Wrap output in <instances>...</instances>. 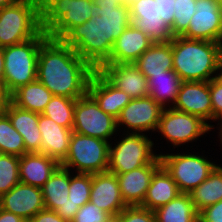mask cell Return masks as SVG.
I'll list each match as a JSON object with an SVG mask.
<instances>
[{"label": "cell", "mask_w": 222, "mask_h": 222, "mask_svg": "<svg viewBox=\"0 0 222 222\" xmlns=\"http://www.w3.org/2000/svg\"><path fill=\"white\" fill-rule=\"evenodd\" d=\"M93 16L73 27L61 40L95 70L109 57L115 40L131 24L128 3L96 0Z\"/></svg>", "instance_id": "6da1fadb"}, {"label": "cell", "mask_w": 222, "mask_h": 222, "mask_svg": "<svg viewBox=\"0 0 222 222\" xmlns=\"http://www.w3.org/2000/svg\"><path fill=\"white\" fill-rule=\"evenodd\" d=\"M95 69L62 40L47 38L40 47L39 80L53 95L78 99L88 92Z\"/></svg>", "instance_id": "7a4b0ae2"}, {"label": "cell", "mask_w": 222, "mask_h": 222, "mask_svg": "<svg viewBox=\"0 0 222 222\" xmlns=\"http://www.w3.org/2000/svg\"><path fill=\"white\" fill-rule=\"evenodd\" d=\"M171 43L173 70L183 82H209L216 77L222 63V43L182 36Z\"/></svg>", "instance_id": "3957f363"}, {"label": "cell", "mask_w": 222, "mask_h": 222, "mask_svg": "<svg viewBox=\"0 0 222 222\" xmlns=\"http://www.w3.org/2000/svg\"><path fill=\"white\" fill-rule=\"evenodd\" d=\"M42 31L41 0H17L0 8V48L27 41Z\"/></svg>", "instance_id": "277c9868"}, {"label": "cell", "mask_w": 222, "mask_h": 222, "mask_svg": "<svg viewBox=\"0 0 222 222\" xmlns=\"http://www.w3.org/2000/svg\"><path fill=\"white\" fill-rule=\"evenodd\" d=\"M184 148L186 152L184 149L181 151L171 150V153L160 151L159 157L161 165L176 182L180 192L190 193L208 178L219 163L217 164L215 162L217 160H214L211 155H209L211 160L207 155H204L205 150H202L200 154L199 151L194 152L191 149V153L190 149Z\"/></svg>", "instance_id": "5b68a950"}, {"label": "cell", "mask_w": 222, "mask_h": 222, "mask_svg": "<svg viewBox=\"0 0 222 222\" xmlns=\"http://www.w3.org/2000/svg\"><path fill=\"white\" fill-rule=\"evenodd\" d=\"M47 38V32L42 31L34 38L3 48L4 86L9 95L37 79L38 54Z\"/></svg>", "instance_id": "8992f818"}, {"label": "cell", "mask_w": 222, "mask_h": 222, "mask_svg": "<svg viewBox=\"0 0 222 222\" xmlns=\"http://www.w3.org/2000/svg\"><path fill=\"white\" fill-rule=\"evenodd\" d=\"M117 136L109 145L108 172L124 174L152 163L159 156V151L155 152L159 144L154 143L151 135L123 132Z\"/></svg>", "instance_id": "52a82bcc"}, {"label": "cell", "mask_w": 222, "mask_h": 222, "mask_svg": "<svg viewBox=\"0 0 222 222\" xmlns=\"http://www.w3.org/2000/svg\"><path fill=\"white\" fill-rule=\"evenodd\" d=\"M95 0H41V26L49 38L61 40L95 13Z\"/></svg>", "instance_id": "ba28073f"}, {"label": "cell", "mask_w": 222, "mask_h": 222, "mask_svg": "<svg viewBox=\"0 0 222 222\" xmlns=\"http://www.w3.org/2000/svg\"><path fill=\"white\" fill-rule=\"evenodd\" d=\"M110 142L73 132L69 151L61 166L74 173L108 171Z\"/></svg>", "instance_id": "9c48e42d"}, {"label": "cell", "mask_w": 222, "mask_h": 222, "mask_svg": "<svg viewBox=\"0 0 222 222\" xmlns=\"http://www.w3.org/2000/svg\"><path fill=\"white\" fill-rule=\"evenodd\" d=\"M212 130L201 118L171 107L163 109L156 132L160 141L164 138L168 147L173 146L172 150L179 147L183 150L184 146L189 148L190 143H197L200 137L203 138L206 133L209 135Z\"/></svg>", "instance_id": "30bf717a"}, {"label": "cell", "mask_w": 222, "mask_h": 222, "mask_svg": "<svg viewBox=\"0 0 222 222\" xmlns=\"http://www.w3.org/2000/svg\"><path fill=\"white\" fill-rule=\"evenodd\" d=\"M72 130L108 142L119 133L117 119L105 113L88 92L76 100Z\"/></svg>", "instance_id": "8fae6325"}, {"label": "cell", "mask_w": 222, "mask_h": 222, "mask_svg": "<svg viewBox=\"0 0 222 222\" xmlns=\"http://www.w3.org/2000/svg\"><path fill=\"white\" fill-rule=\"evenodd\" d=\"M163 107L152 97L132 99L117 117L119 133L157 134ZM122 129V130H121Z\"/></svg>", "instance_id": "7c38bea8"}, {"label": "cell", "mask_w": 222, "mask_h": 222, "mask_svg": "<svg viewBox=\"0 0 222 222\" xmlns=\"http://www.w3.org/2000/svg\"><path fill=\"white\" fill-rule=\"evenodd\" d=\"M131 24L141 30L154 43H170L174 36L171 28L159 16V3L156 0H129Z\"/></svg>", "instance_id": "4fadbf2b"}, {"label": "cell", "mask_w": 222, "mask_h": 222, "mask_svg": "<svg viewBox=\"0 0 222 222\" xmlns=\"http://www.w3.org/2000/svg\"><path fill=\"white\" fill-rule=\"evenodd\" d=\"M195 7L182 37L222 43V6L213 0H196Z\"/></svg>", "instance_id": "5bb4252c"}, {"label": "cell", "mask_w": 222, "mask_h": 222, "mask_svg": "<svg viewBox=\"0 0 222 222\" xmlns=\"http://www.w3.org/2000/svg\"><path fill=\"white\" fill-rule=\"evenodd\" d=\"M173 109L192 114L204 120L211 128L212 102L210 81L182 82Z\"/></svg>", "instance_id": "9a60e30c"}, {"label": "cell", "mask_w": 222, "mask_h": 222, "mask_svg": "<svg viewBox=\"0 0 222 222\" xmlns=\"http://www.w3.org/2000/svg\"><path fill=\"white\" fill-rule=\"evenodd\" d=\"M97 70L132 99L149 96L148 79L134 63H103Z\"/></svg>", "instance_id": "2e32d148"}, {"label": "cell", "mask_w": 222, "mask_h": 222, "mask_svg": "<svg viewBox=\"0 0 222 222\" xmlns=\"http://www.w3.org/2000/svg\"><path fill=\"white\" fill-rule=\"evenodd\" d=\"M0 208L21 216L28 222L35 214L45 209L42 190L19 182L0 196Z\"/></svg>", "instance_id": "e0dca14e"}, {"label": "cell", "mask_w": 222, "mask_h": 222, "mask_svg": "<svg viewBox=\"0 0 222 222\" xmlns=\"http://www.w3.org/2000/svg\"><path fill=\"white\" fill-rule=\"evenodd\" d=\"M160 166L161 160L158 156L150 164L124 174H116L122 199L127 206H140L143 203L152 176Z\"/></svg>", "instance_id": "ac0fdd59"}, {"label": "cell", "mask_w": 222, "mask_h": 222, "mask_svg": "<svg viewBox=\"0 0 222 222\" xmlns=\"http://www.w3.org/2000/svg\"><path fill=\"white\" fill-rule=\"evenodd\" d=\"M90 202L111 216L119 214L127 207L122 199L116 174L108 171L92 174Z\"/></svg>", "instance_id": "d6986e66"}, {"label": "cell", "mask_w": 222, "mask_h": 222, "mask_svg": "<svg viewBox=\"0 0 222 222\" xmlns=\"http://www.w3.org/2000/svg\"><path fill=\"white\" fill-rule=\"evenodd\" d=\"M154 42L130 24L115 40L110 57L104 63H134Z\"/></svg>", "instance_id": "ffe728a7"}, {"label": "cell", "mask_w": 222, "mask_h": 222, "mask_svg": "<svg viewBox=\"0 0 222 222\" xmlns=\"http://www.w3.org/2000/svg\"><path fill=\"white\" fill-rule=\"evenodd\" d=\"M88 93L105 113L116 119L121 110L132 100L124 91L113 86L98 70H95L90 78Z\"/></svg>", "instance_id": "44dd1931"}, {"label": "cell", "mask_w": 222, "mask_h": 222, "mask_svg": "<svg viewBox=\"0 0 222 222\" xmlns=\"http://www.w3.org/2000/svg\"><path fill=\"white\" fill-rule=\"evenodd\" d=\"M38 125L42 137L40 152L61 163L68 154L73 130L60 126L42 114H39Z\"/></svg>", "instance_id": "7402d4cb"}, {"label": "cell", "mask_w": 222, "mask_h": 222, "mask_svg": "<svg viewBox=\"0 0 222 222\" xmlns=\"http://www.w3.org/2000/svg\"><path fill=\"white\" fill-rule=\"evenodd\" d=\"M60 166L59 161L44 153H25L19 161L20 182L42 188Z\"/></svg>", "instance_id": "603a6c76"}, {"label": "cell", "mask_w": 222, "mask_h": 222, "mask_svg": "<svg viewBox=\"0 0 222 222\" xmlns=\"http://www.w3.org/2000/svg\"><path fill=\"white\" fill-rule=\"evenodd\" d=\"M4 113L12 126L22 135L27 153L40 152L42 137L39 130V113L31 112L9 101Z\"/></svg>", "instance_id": "cb8c5ba5"}, {"label": "cell", "mask_w": 222, "mask_h": 222, "mask_svg": "<svg viewBox=\"0 0 222 222\" xmlns=\"http://www.w3.org/2000/svg\"><path fill=\"white\" fill-rule=\"evenodd\" d=\"M179 194L181 192L176 182L161 165L152 176L150 186L140 206L154 211L158 207L168 204Z\"/></svg>", "instance_id": "d4e9b609"}, {"label": "cell", "mask_w": 222, "mask_h": 222, "mask_svg": "<svg viewBox=\"0 0 222 222\" xmlns=\"http://www.w3.org/2000/svg\"><path fill=\"white\" fill-rule=\"evenodd\" d=\"M134 64L147 79L173 70L172 43H153Z\"/></svg>", "instance_id": "484cf974"}, {"label": "cell", "mask_w": 222, "mask_h": 222, "mask_svg": "<svg viewBox=\"0 0 222 222\" xmlns=\"http://www.w3.org/2000/svg\"><path fill=\"white\" fill-rule=\"evenodd\" d=\"M52 96L53 94L36 79L14 91L10 95V101L22 109L42 114Z\"/></svg>", "instance_id": "4316f807"}, {"label": "cell", "mask_w": 222, "mask_h": 222, "mask_svg": "<svg viewBox=\"0 0 222 222\" xmlns=\"http://www.w3.org/2000/svg\"><path fill=\"white\" fill-rule=\"evenodd\" d=\"M154 214L155 222H199V212L188 193L179 194L168 204L155 209Z\"/></svg>", "instance_id": "83f0119b"}, {"label": "cell", "mask_w": 222, "mask_h": 222, "mask_svg": "<svg viewBox=\"0 0 222 222\" xmlns=\"http://www.w3.org/2000/svg\"><path fill=\"white\" fill-rule=\"evenodd\" d=\"M182 82L174 70L154 75L148 79L149 96L163 108H171L176 102Z\"/></svg>", "instance_id": "f1b7e54d"}, {"label": "cell", "mask_w": 222, "mask_h": 222, "mask_svg": "<svg viewBox=\"0 0 222 222\" xmlns=\"http://www.w3.org/2000/svg\"><path fill=\"white\" fill-rule=\"evenodd\" d=\"M70 170L60 166L41 188L45 208L56 211L63 206L69 195Z\"/></svg>", "instance_id": "f546056e"}, {"label": "cell", "mask_w": 222, "mask_h": 222, "mask_svg": "<svg viewBox=\"0 0 222 222\" xmlns=\"http://www.w3.org/2000/svg\"><path fill=\"white\" fill-rule=\"evenodd\" d=\"M188 194L198 212L222 200V164Z\"/></svg>", "instance_id": "4dcf8cb0"}, {"label": "cell", "mask_w": 222, "mask_h": 222, "mask_svg": "<svg viewBox=\"0 0 222 222\" xmlns=\"http://www.w3.org/2000/svg\"><path fill=\"white\" fill-rule=\"evenodd\" d=\"M76 100L65 96L53 95L42 115L54 120L60 126L72 129Z\"/></svg>", "instance_id": "1f68e13d"}, {"label": "cell", "mask_w": 222, "mask_h": 222, "mask_svg": "<svg viewBox=\"0 0 222 222\" xmlns=\"http://www.w3.org/2000/svg\"><path fill=\"white\" fill-rule=\"evenodd\" d=\"M0 153L18 157L27 153L22 135L12 126L5 113L0 114Z\"/></svg>", "instance_id": "d6a6232c"}, {"label": "cell", "mask_w": 222, "mask_h": 222, "mask_svg": "<svg viewBox=\"0 0 222 222\" xmlns=\"http://www.w3.org/2000/svg\"><path fill=\"white\" fill-rule=\"evenodd\" d=\"M20 157L0 153V196L20 182Z\"/></svg>", "instance_id": "836d02e7"}, {"label": "cell", "mask_w": 222, "mask_h": 222, "mask_svg": "<svg viewBox=\"0 0 222 222\" xmlns=\"http://www.w3.org/2000/svg\"><path fill=\"white\" fill-rule=\"evenodd\" d=\"M92 174L75 173L70 170L68 199L79 207L90 201Z\"/></svg>", "instance_id": "e575fe53"}, {"label": "cell", "mask_w": 222, "mask_h": 222, "mask_svg": "<svg viewBox=\"0 0 222 222\" xmlns=\"http://www.w3.org/2000/svg\"><path fill=\"white\" fill-rule=\"evenodd\" d=\"M196 0H175L174 19L171 33L174 37L182 36L188 29L190 19L196 12Z\"/></svg>", "instance_id": "d590c367"}, {"label": "cell", "mask_w": 222, "mask_h": 222, "mask_svg": "<svg viewBox=\"0 0 222 222\" xmlns=\"http://www.w3.org/2000/svg\"><path fill=\"white\" fill-rule=\"evenodd\" d=\"M110 216L89 201L79 208L71 222H105Z\"/></svg>", "instance_id": "8d00e7d4"}, {"label": "cell", "mask_w": 222, "mask_h": 222, "mask_svg": "<svg viewBox=\"0 0 222 222\" xmlns=\"http://www.w3.org/2000/svg\"><path fill=\"white\" fill-rule=\"evenodd\" d=\"M118 215L122 222H155L154 211L141 206H127Z\"/></svg>", "instance_id": "74e56055"}, {"label": "cell", "mask_w": 222, "mask_h": 222, "mask_svg": "<svg viewBox=\"0 0 222 222\" xmlns=\"http://www.w3.org/2000/svg\"><path fill=\"white\" fill-rule=\"evenodd\" d=\"M210 96L212 102V123L222 117V84L213 78L210 80Z\"/></svg>", "instance_id": "f35d334b"}, {"label": "cell", "mask_w": 222, "mask_h": 222, "mask_svg": "<svg viewBox=\"0 0 222 222\" xmlns=\"http://www.w3.org/2000/svg\"><path fill=\"white\" fill-rule=\"evenodd\" d=\"M199 222H222V200L201 210Z\"/></svg>", "instance_id": "ab89813d"}, {"label": "cell", "mask_w": 222, "mask_h": 222, "mask_svg": "<svg viewBox=\"0 0 222 222\" xmlns=\"http://www.w3.org/2000/svg\"><path fill=\"white\" fill-rule=\"evenodd\" d=\"M159 3V16L164 19L166 24L171 28L174 19L175 0H156Z\"/></svg>", "instance_id": "60d3db41"}, {"label": "cell", "mask_w": 222, "mask_h": 222, "mask_svg": "<svg viewBox=\"0 0 222 222\" xmlns=\"http://www.w3.org/2000/svg\"><path fill=\"white\" fill-rule=\"evenodd\" d=\"M28 222H68L59 216L56 211L49 209H42L35 214Z\"/></svg>", "instance_id": "b9f144b4"}, {"label": "cell", "mask_w": 222, "mask_h": 222, "mask_svg": "<svg viewBox=\"0 0 222 222\" xmlns=\"http://www.w3.org/2000/svg\"><path fill=\"white\" fill-rule=\"evenodd\" d=\"M79 208L80 207L78 205L73 204L70 199H68L63 206H60L56 210V213L66 221L71 222Z\"/></svg>", "instance_id": "7bdbcfd3"}, {"label": "cell", "mask_w": 222, "mask_h": 222, "mask_svg": "<svg viewBox=\"0 0 222 222\" xmlns=\"http://www.w3.org/2000/svg\"><path fill=\"white\" fill-rule=\"evenodd\" d=\"M0 222H27L21 216L0 208Z\"/></svg>", "instance_id": "ee69618b"}, {"label": "cell", "mask_w": 222, "mask_h": 222, "mask_svg": "<svg viewBox=\"0 0 222 222\" xmlns=\"http://www.w3.org/2000/svg\"><path fill=\"white\" fill-rule=\"evenodd\" d=\"M9 101L10 95L7 93L5 86L0 84V114L4 113Z\"/></svg>", "instance_id": "f6af8a7d"}, {"label": "cell", "mask_w": 222, "mask_h": 222, "mask_svg": "<svg viewBox=\"0 0 222 222\" xmlns=\"http://www.w3.org/2000/svg\"><path fill=\"white\" fill-rule=\"evenodd\" d=\"M0 84L4 86V54H3V48H0Z\"/></svg>", "instance_id": "bcb514c9"}, {"label": "cell", "mask_w": 222, "mask_h": 222, "mask_svg": "<svg viewBox=\"0 0 222 222\" xmlns=\"http://www.w3.org/2000/svg\"><path fill=\"white\" fill-rule=\"evenodd\" d=\"M216 125V128L214 127V128H212V129H214V131H215V129L216 130H218V141H220V145H218V146H222V117L217 121V124H215ZM222 148V147H221Z\"/></svg>", "instance_id": "7dc6e473"}, {"label": "cell", "mask_w": 222, "mask_h": 222, "mask_svg": "<svg viewBox=\"0 0 222 222\" xmlns=\"http://www.w3.org/2000/svg\"><path fill=\"white\" fill-rule=\"evenodd\" d=\"M105 222H122L121 217L117 215L110 216Z\"/></svg>", "instance_id": "c3c4849f"}, {"label": "cell", "mask_w": 222, "mask_h": 222, "mask_svg": "<svg viewBox=\"0 0 222 222\" xmlns=\"http://www.w3.org/2000/svg\"><path fill=\"white\" fill-rule=\"evenodd\" d=\"M17 0H0V8L11 5L15 3Z\"/></svg>", "instance_id": "681fc988"}, {"label": "cell", "mask_w": 222, "mask_h": 222, "mask_svg": "<svg viewBox=\"0 0 222 222\" xmlns=\"http://www.w3.org/2000/svg\"><path fill=\"white\" fill-rule=\"evenodd\" d=\"M215 78L222 84V63L218 69V72Z\"/></svg>", "instance_id": "f907efd6"}, {"label": "cell", "mask_w": 222, "mask_h": 222, "mask_svg": "<svg viewBox=\"0 0 222 222\" xmlns=\"http://www.w3.org/2000/svg\"><path fill=\"white\" fill-rule=\"evenodd\" d=\"M213 1H215L216 3H218L222 6V0H213Z\"/></svg>", "instance_id": "816d5d0a"}, {"label": "cell", "mask_w": 222, "mask_h": 222, "mask_svg": "<svg viewBox=\"0 0 222 222\" xmlns=\"http://www.w3.org/2000/svg\"><path fill=\"white\" fill-rule=\"evenodd\" d=\"M113 1H122L123 3H128L129 0H113Z\"/></svg>", "instance_id": "f5cc1de1"}]
</instances>
